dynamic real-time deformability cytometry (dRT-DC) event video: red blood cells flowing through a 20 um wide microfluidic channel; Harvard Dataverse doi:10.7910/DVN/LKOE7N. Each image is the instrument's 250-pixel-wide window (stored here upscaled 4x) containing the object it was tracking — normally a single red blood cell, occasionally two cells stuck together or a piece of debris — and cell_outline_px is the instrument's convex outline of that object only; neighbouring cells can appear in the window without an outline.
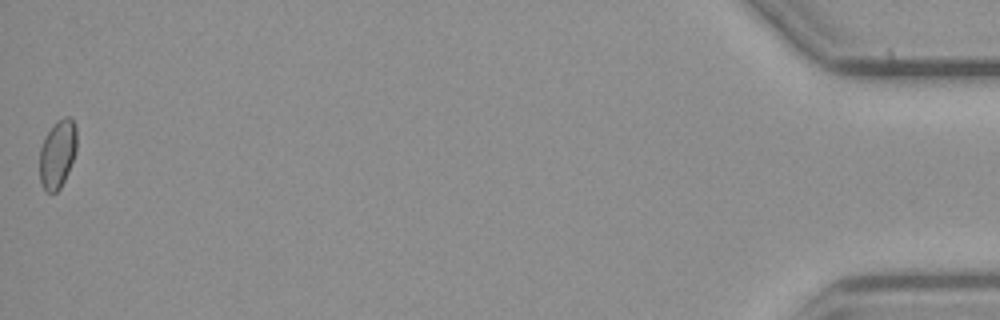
{"species": "common noctule bat (a hibernating species)", "species_latin": "Nyctalus noctula", "temperature_condition": "cold", "stored_images_in_passage": 13, "camera_frame_rate_fps": 3000, "um_per_image_px": 0.085, "animal": {"sex": "male", "body_mass_g": 23.1, "forearm_length_mm": 52.7}, "frame": {"image": 1, "passage_image": 13, "time_ms": 15.333, "image_size_px": [1000, 320], "cell_outline_px": [[76, 152], [68, 172], [60, 188], [56, 192], [48, 192], [44, 188], [40, 180], [40, 148], [48, 132], [56, 120], [64, 116], [72, 116], [76, 128]], "centroid_in_image_um": [4.9, 13.04], "position_along_channel_um": 430.3, "area_um2": 14.74}, "authors_computed_cell_mechanics": {"area_um2": 17.1088, "velocity_mm_per_s": 3.6825, "shape_relaxation_time_tau1_ms": 1.1507, "shape_relaxation_time_tau2_ms": null, "deformation_change_tau1": 0.1173, "deformation_change_tau2": null}}